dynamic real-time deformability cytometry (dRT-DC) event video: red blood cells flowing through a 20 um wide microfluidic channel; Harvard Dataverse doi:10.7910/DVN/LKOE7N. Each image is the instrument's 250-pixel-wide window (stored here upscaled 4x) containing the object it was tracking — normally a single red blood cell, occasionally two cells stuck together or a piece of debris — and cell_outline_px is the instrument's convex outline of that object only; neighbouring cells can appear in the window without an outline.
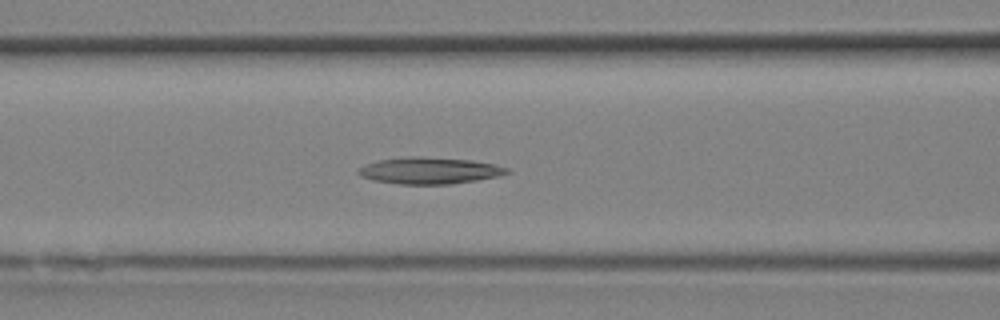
{"species": "Egyptian fruit bat (a non-hibernating species)", "species_latin": "Rousettus aegyptiacus", "temperature_condition": "room temperature", "stored_images_in_passage": 13, "camera_frame_rate_fps": 3000, "um_per_image_px": 0.085, "animal": {"sex": "female"}, "frame": {"image": 1, "passage_image": 8, "time_ms": 2.333, "image_size_px": [1000, 320], "cell_outline_px": [[512, 172], [500, 176], [476, 180], [448, 184], [400, 184], [372, 180], [360, 176], [356, 172], [364, 164], [376, 160], [404, 156], [420, 156], [472, 160], [496, 164], [508, 168]], "centroid_in_image_um": [36.49, 14.49], "position_along_channel_um": 130.1, "area_um2": 23.35}}
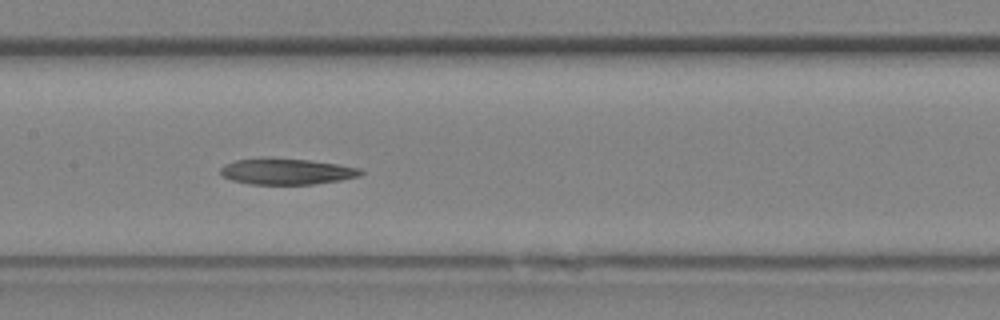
{"frame": {"image": 2, "passage_image": 10, "time_ms": 3.0, "image_size_px": [1000, 320], "cell_outline_px": [[364, 172], [360, 176], [340, 180], [312, 184], [248, 184], [232, 180], [224, 176], [220, 172], [220, 168], [224, 164], [236, 160], [264, 156], [272, 156], [308, 160], [336, 164], [360, 168]], "centroid_in_image_um": [24.32, 14.55], "position_along_channel_um": 183.1, "area_um2": 21.62}}